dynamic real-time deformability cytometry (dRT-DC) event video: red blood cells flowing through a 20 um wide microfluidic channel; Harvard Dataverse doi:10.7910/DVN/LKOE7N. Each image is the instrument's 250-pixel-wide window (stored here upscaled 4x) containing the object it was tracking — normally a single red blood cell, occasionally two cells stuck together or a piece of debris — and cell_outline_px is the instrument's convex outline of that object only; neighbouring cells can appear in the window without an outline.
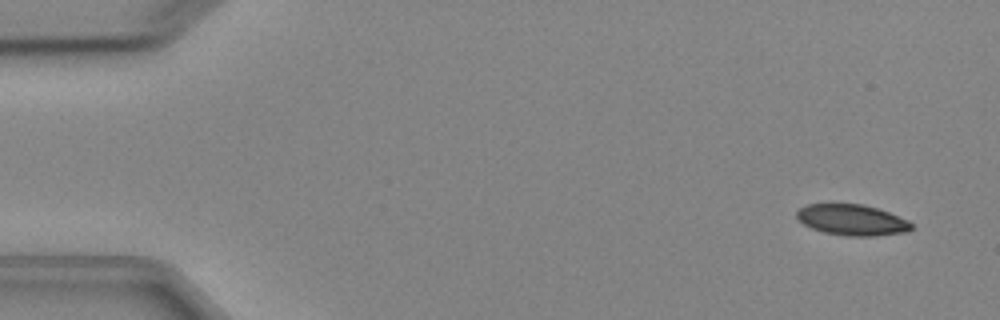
{"species": "Egyptian fruit bat (a non-hibernating species)", "species_latin": "Rousettus aegyptiacus", "temperature_condition": "cold", "stored_images_in_passage": 4, "camera_frame_rate_fps": 3000, "um_per_image_px": 0.085, "animal": {"sex": "female"}, "frame": {"image": 1, "passage_image": 1, "time_ms": 0.0, "image_size_px": [1000, 320], "cell_outline_px": [[912, 228], [908, 232], [876, 236], [848, 236], [824, 232], [812, 228], [804, 224], [796, 216], [796, 212], [800, 208], [808, 204], [864, 204], [888, 212], [908, 220], [912, 224]], "centroid_in_image_um": [72.44, 18.7], "position_along_channel_um": 12.6, "area_um2": 20.58}}
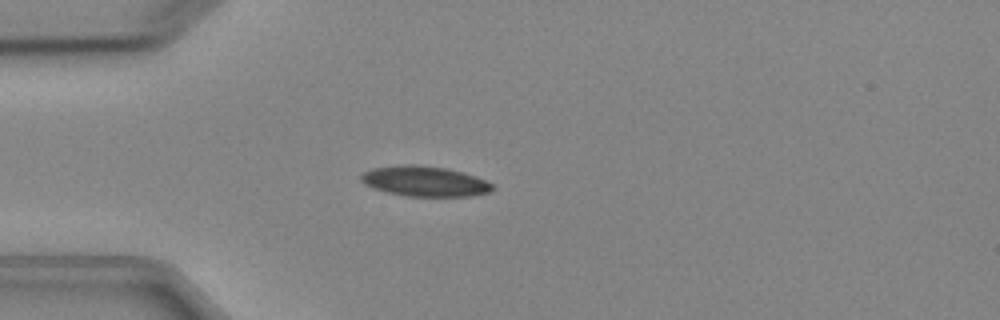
{"frame": {"image": 2, "passage_image": 4, "time_ms": 3.667, "image_size_px": [1000, 320], "cell_outline_px": [[496, 188], [492, 192], [472, 196], [408, 196], [388, 192], [372, 188], [364, 184], [360, 180], [360, 176], [364, 172], [372, 168], [404, 164], [416, 164], [448, 168], [464, 172], [476, 176], [492, 184]], "centroid_in_image_um": [36.13, 15.4], "position_along_channel_um": 48.9, "area_um2": 23.41}}